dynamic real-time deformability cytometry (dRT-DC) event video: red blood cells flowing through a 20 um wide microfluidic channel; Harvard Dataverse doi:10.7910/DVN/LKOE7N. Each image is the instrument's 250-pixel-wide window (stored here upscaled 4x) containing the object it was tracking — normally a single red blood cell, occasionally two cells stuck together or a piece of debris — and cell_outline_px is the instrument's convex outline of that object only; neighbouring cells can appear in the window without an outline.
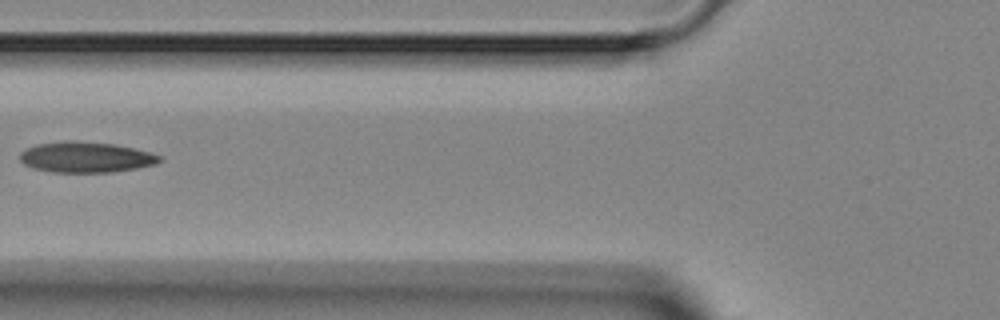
{"species": "Egyptian fruit bat (a non-hibernating species)", "species_latin": "Rousettus aegyptiacus", "temperature_condition": "room temperature", "stored_images_in_passage": 2, "camera_frame_rate_fps": 3000, "um_per_image_px": 0.085, "animal": {"sex": "female"}, "frame": {"image": 1, "passage_image": 2, "time_ms": 1.333, "image_size_px": [1000, 320], "cell_outline_px": [[160, 160], [156, 164], [136, 168], [112, 172], [52, 172], [32, 168], [24, 164], [20, 160], [20, 152], [28, 148], [40, 144], [64, 140], [72, 140], [112, 144], [152, 152], [160, 156]], "centroid_in_image_um": [7.28, 13.36], "position_along_channel_um": 118.5, "area_um2": 24.8}}